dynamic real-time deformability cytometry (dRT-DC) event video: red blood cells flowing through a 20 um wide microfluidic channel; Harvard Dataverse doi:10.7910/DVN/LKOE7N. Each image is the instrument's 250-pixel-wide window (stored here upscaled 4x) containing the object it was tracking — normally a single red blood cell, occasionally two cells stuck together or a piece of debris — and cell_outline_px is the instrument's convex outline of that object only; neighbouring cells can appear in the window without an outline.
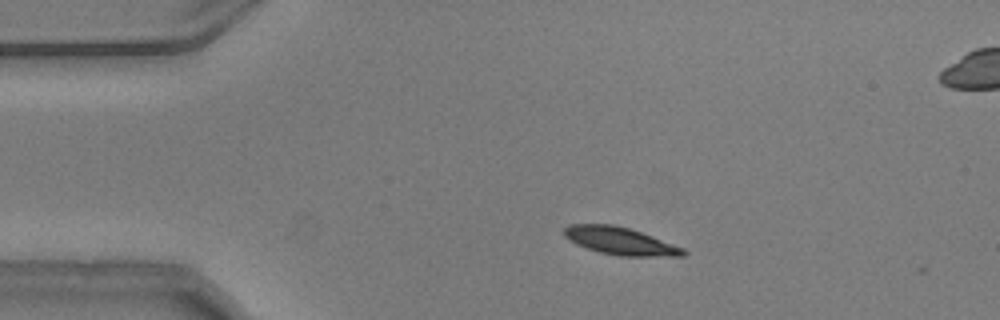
{"species": "common noctule bat (a hibernating species)", "species_latin": "Nyctalus noctula", "temperature_condition": "warm", "stored_images_in_passage": 46, "camera_frame_rate_fps": 3000, "um_per_image_px": 0.085, "animal": {"sex": "male", "body_mass_g": 20.5, "forearm_length_mm": 52.5}, "frame": {"image": 1, "passage_image": 1, "time_ms": 0.0, "image_size_px": [1000, 320], "cell_outline_px": [[688, 252], [684, 256], [620, 256], [600, 252], [576, 244], [564, 236], [564, 228], [568, 224], [612, 224], [628, 228], [652, 236], [684, 248]], "centroid_in_image_um": [52.72, 20.48], "position_along_channel_um": 32.3, "area_um2": 18.96}}
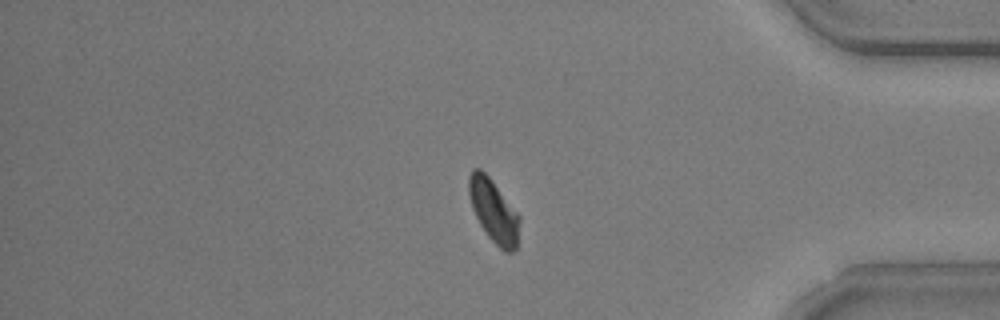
{"frame": {"image": 2, "passage_image": 36, "time_ms": 11.667, "image_size_px": [1000, 320], "cell_outline_px": [[520, 220], [516, 248], [512, 252], [504, 252], [488, 236], [480, 224], [472, 208], [468, 192], [468, 176], [472, 168], [480, 168], [492, 180], [520, 216]], "centroid_in_image_um": [41.95, 17.91], "position_along_channel_um": 393.3, "area_um2": 18.5}, "authors_computed_cell_mechanics": {"area_um2": 19.074, "velocity_mm_per_s": 3.7054, "shape_relaxation_time_tau1_ms": 1.8788, "shape_relaxation_time_tau2_ms": null, "deformation_change_tau1": 0.1232, "deformation_change_tau2": null}}